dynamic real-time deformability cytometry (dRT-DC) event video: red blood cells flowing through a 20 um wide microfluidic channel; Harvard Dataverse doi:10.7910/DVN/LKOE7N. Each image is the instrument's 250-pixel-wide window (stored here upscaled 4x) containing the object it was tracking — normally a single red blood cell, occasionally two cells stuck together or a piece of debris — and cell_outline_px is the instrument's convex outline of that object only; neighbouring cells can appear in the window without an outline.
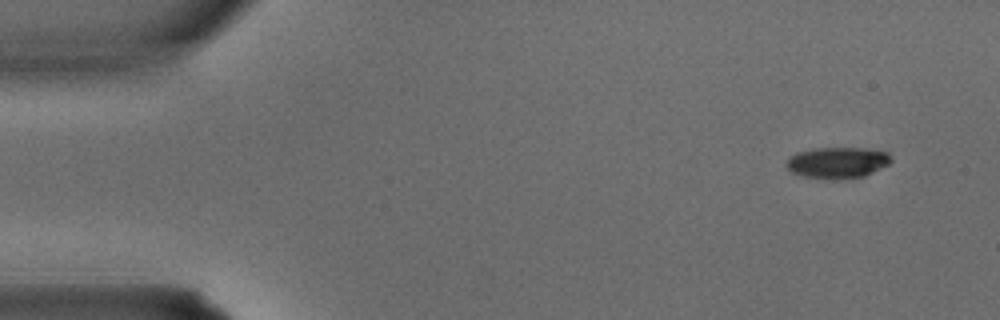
{"species": "common noctule bat (a hibernating species)", "species_latin": "Nyctalus noctula", "temperature_condition": "warm", "stored_images_in_passage": 3, "camera_frame_rate_fps": 3000, "um_per_image_px": 0.085, "animal": {"sex": "male", "body_mass_g": 15.6}, "frame": {"image": 1, "passage_image": 1, "time_ms": 0.0, "image_size_px": [1000, 320], "cell_outline_px": [[892, 160], [888, 164], [864, 176], [836, 180], [804, 176], [792, 172], [784, 164], [788, 156], [796, 152], [816, 148], [864, 148], [888, 152], [892, 156]], "centroid_in_image_um": [71.16, 13.81], "position_along_channel_um": 13.8, "area_um2": 19.13}}
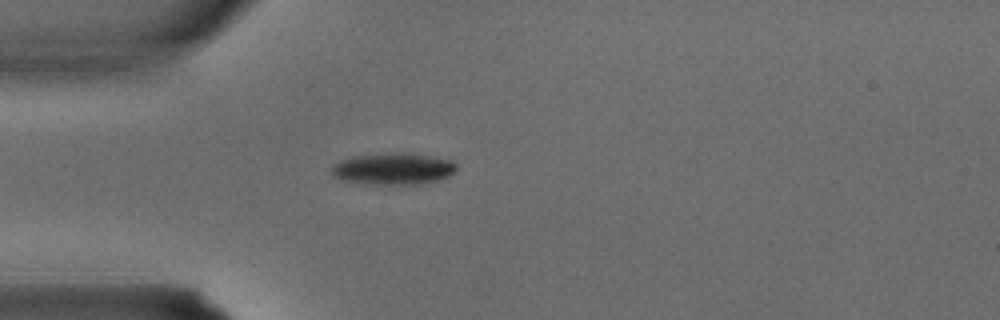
{"frame": {"image": 2, "passage_image": 3, "time_ms": 0.667, "image_size_px": [1000, 320], "cell_outline_px": [[456, 172], [440, 180], [416, 184], [368, 184], [340, 180], [332, 176], [332, 164], [340, 160], [352, 156], [400, 152], [404, 152], [452, 160], [456, 164]], "centroid_in_image_um": [33.4, 14.35], "position_along_channel_um": 51.6, "area_um2": 23.18}}